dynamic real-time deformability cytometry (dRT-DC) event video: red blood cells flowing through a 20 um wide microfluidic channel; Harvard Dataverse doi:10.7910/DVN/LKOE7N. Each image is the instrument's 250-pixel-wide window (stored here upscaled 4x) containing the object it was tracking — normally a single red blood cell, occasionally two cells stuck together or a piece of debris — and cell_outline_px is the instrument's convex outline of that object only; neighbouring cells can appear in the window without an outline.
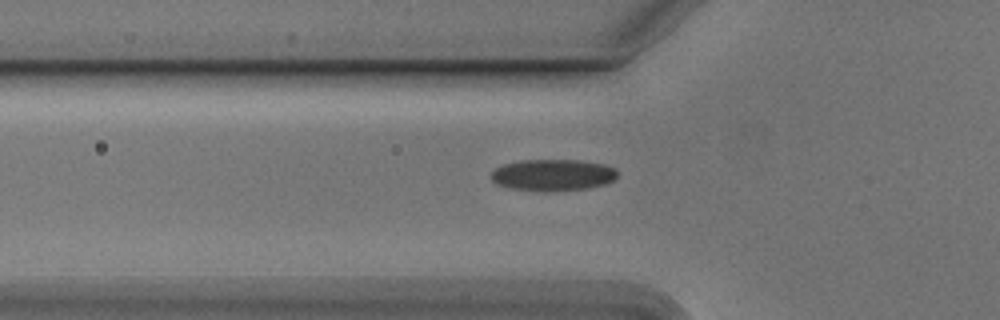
{"species": "Egyptian fruit bat (a non-hibernating species)", "species_latin": "Rousettus aegyptiacus", "temperature_condition": "cold", "stored_images_in_passage": 35, "camera_frame_rate_fps": 3000, "um_per_image_px": 0.085, "animal": {"sex": "male"}, "frame": {"image": 1, "passage_image": 5, "time_ms": 1.333, "image_size_px": [1000, 320], "cell_outline_px": [[616, 180], [604, 184], [588, 188], [552, 192], [544, 192], [512, 188], [496, 184], [492, 180], [492, 172], [496, 168], [504, 164], [520, 160], [580, 160], [604, 164], [616, 168]], "centroid_in_image_um": [47.02, 14.88], "position_along_channel_um": 78.8, "area_um2": 23.41}}
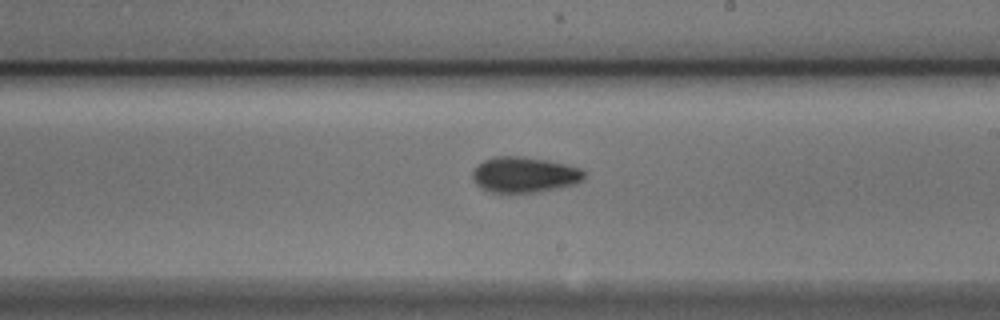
{"frame": {"image": 2, "passage_image": 18, "time_ms": 5.667, "image_size_px": [1000, 320], "cell_outline_px": [[584, 180], [576, 184], [536, 192], [488, 192], [480, 188], [472, 180], [472, 172], [476, 164], [492, 156], [524, 156], [548, 160], [580, 168], [584, 172]], "centroid_in_image_um": [44.52, 14.84], "position_along_channel_um": 244.5, "area_um2": 23.41}}
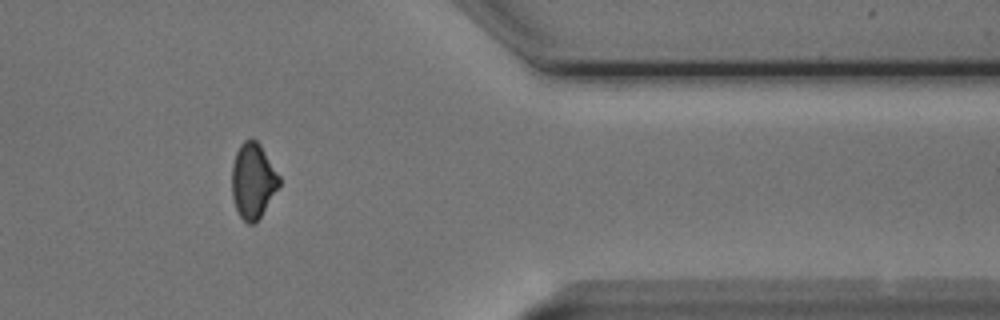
{"frame": {"image": 3, "passage_image": 31, "time_ms": 10.0, "image_size_px": [1000, 320], "cell_outline_px": [[280, 184], [256, 224], [248, 224], [240, 216], [236, 208], [232, 196], [232, 164], [236, 152], [240, 144], [244, 140], [252, 136], [260, 144], [280, 176]], "centroid_in_image_um": [21.5, 15.34], "position_along_channel_um": 389.9, "area_um2": 20.87}, "authors_computed_cell_mechanics": {"area_um2": 22.7154, "velocity_mm_per_s": 3.8193, "shape_relaxation_time_tau1_ms": 4.5039, "shape_relaxation_time_tau2_ms": 3.7268, "deformation_change_tau1": 0.1047, "deformation_change_tau2": 0.0881}}